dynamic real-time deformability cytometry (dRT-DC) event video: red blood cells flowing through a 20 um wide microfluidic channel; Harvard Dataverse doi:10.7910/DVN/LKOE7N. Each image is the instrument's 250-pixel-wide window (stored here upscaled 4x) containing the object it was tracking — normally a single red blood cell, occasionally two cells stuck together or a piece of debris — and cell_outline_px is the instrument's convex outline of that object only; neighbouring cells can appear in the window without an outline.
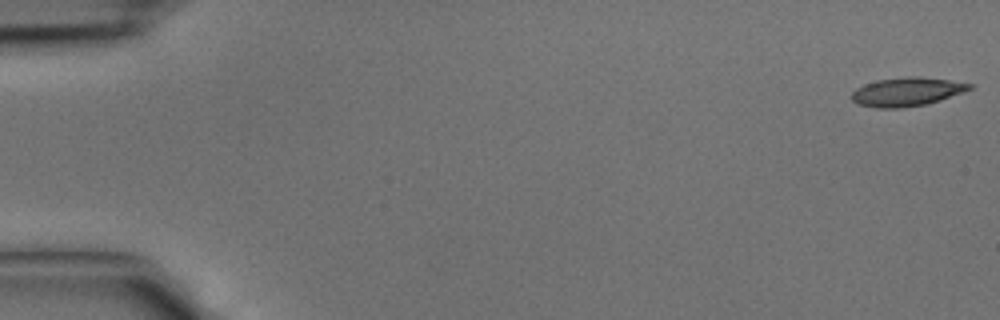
{"species": "common noctule bat (a hibernating species)", "species_latin": "Nyctalus noctula", "temperature_condition": "cold", "stored_images_in_passage": 42, "camera_frame_rate_fps": 3000, "um_per_image_px": 0.085, "animal": {"sex": "male", "body_mass_g": 15.6}, "frame": {"image": 1, "passage_image": 1, "time_ms": 0.0, "image_size_px": [1000, 320], "cell_outline_px": [[972, 88], [964, 92], [928, 104], [900, 108], [876, 108], [860, 104], [852, 100], [852, 92], [856, 88], [864, 84], [876, 80], [908, 76], [920, 76], [948, 80], [972, 84]], "centroid_in_image_um": [77.08, 7.8], "position_along_channel_um": 7.9, "area_um2": 19.71}}
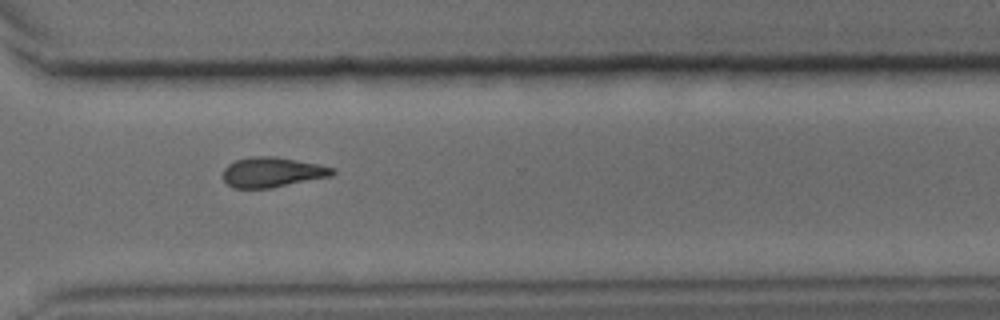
{"frame": {"image": 2, "passage_image": 31, "time_ms": 10.0, "image_size_px": [1000, 320], "cell_outline_px": [[336, 172], [332, 176], [272, 188], [232, 188], [224, 180], [224, 168], [228, 164], [236, 160], [252, 156], [276, 156], [336, 168]], "centroid_in_image_um": [23.16, 14.64], "position_along_channel_um": 347.4, "area_um2": 19.19}}
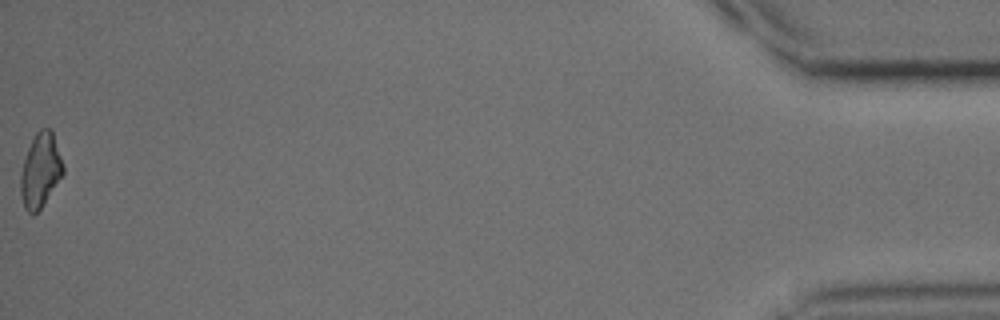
{"frame": {"image": 3, "passage_image": 42, "time_ms": 13.667, "image_size_px": [1000, 320], "cell_outline_px": [[64, 172], [40, 208], [32, 216], [24, 208], [20, 192], [20, 172], [28, 148], [36, 132], [40, 128], [52, 128], [64, 164]], "centroid_in_image_um": [3.43, 14.45], "position_along_channel_um": 431.8, "area_um2": 18.38}}